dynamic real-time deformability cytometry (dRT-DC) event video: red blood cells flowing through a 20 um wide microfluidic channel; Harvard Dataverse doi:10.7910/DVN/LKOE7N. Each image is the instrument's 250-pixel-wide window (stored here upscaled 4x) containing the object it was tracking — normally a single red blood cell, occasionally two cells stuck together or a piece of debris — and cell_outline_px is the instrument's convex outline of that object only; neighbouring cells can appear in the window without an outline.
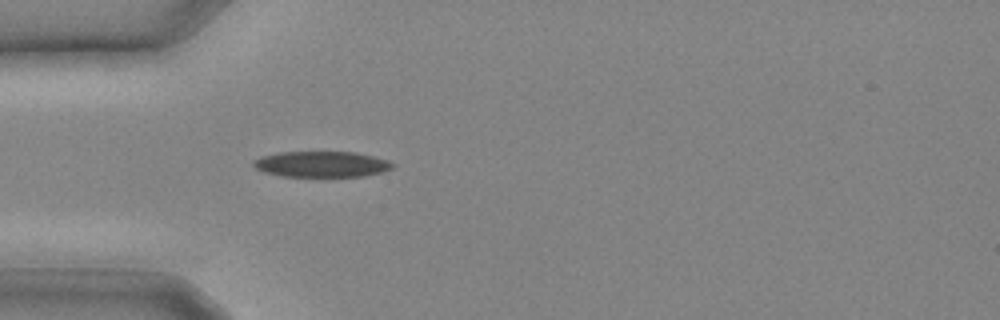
{"species": "common noctule bat (a hibernating species)", "species_latin": "Nyctalus noctula", "temperature_condition": "cold", "stored_images_in_passage": 19, "camera_frame_rate_fps": 3000, "um_per_image_px": 0.085, "animal": {"sex": "male", "body_mass_g": 20.4}, "frame": {"image": 1, "passage_image": 1, "time_ms": 0.0, "image_size_px": [1000, 320], "cell_outline_px": [[396, 164], [392, 168], [380, 172], [364, 176], [284, 176], [264, 172], [256, 168], [252, 164], [252, 160], [260, 156], [280, 152], [356, 152], [388, 160]], "centroid_in_image_um": [27.32, 13.95], "position_along_channel_um": 57.7, "area_um2": 20.87}}
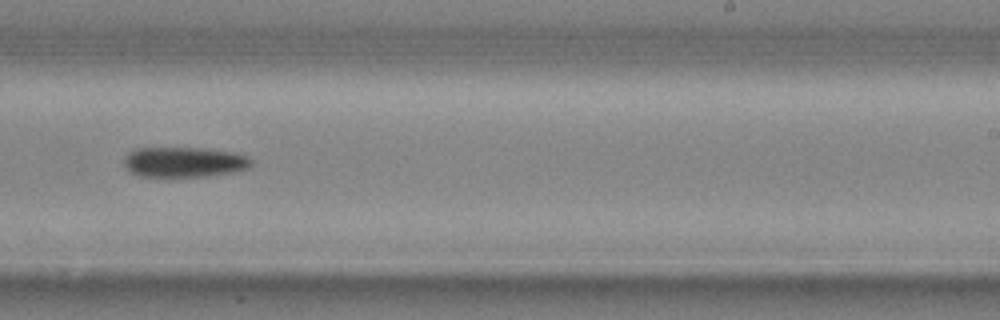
{"frame": {"image": 2, "passage_image": 10, "time_ms": 3.0, "image_size_px": [1000, 320], "cell_outline_px": [[252, 164], [248, 168], [232, 172], [204, 176], [140, 176], [132, 172], [124, 164], [124, 156], [128, 152], [136, 148], [208, 148], [232, 152], [248, 156], [252, 160]], "centroid_in_image_um": [15.66, 13.76], "position_along_channel_um": 273.3, "area_um2": 22.31}}
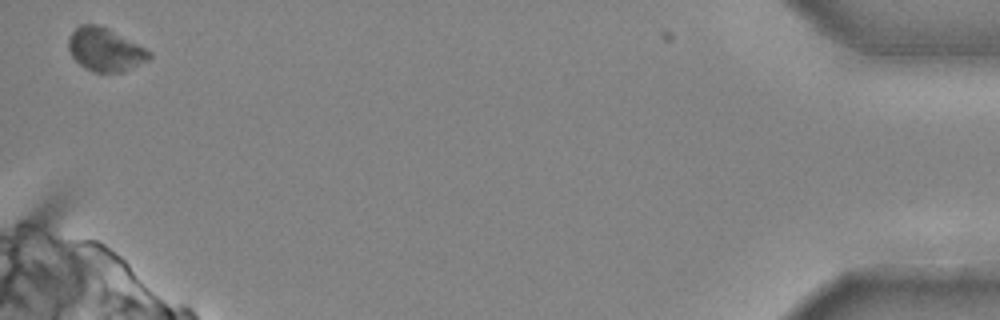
{"frame": {"image": 3, "passage_image": 19, "time_ms": 6.0, "image_size_px": [1000, 320], "cell_outline_px": [[152, 56], [148, 60], [124, 72], [92, 72], [84, 68], [72, 56], [68, 48], [68, 36], [80, 24], [92, 24], [108, 28], [152, 52]], "centroid_in_image_um": [8.93, 4.23], "position_along_channel_um": 426.3, "area_um2": 20.29}}